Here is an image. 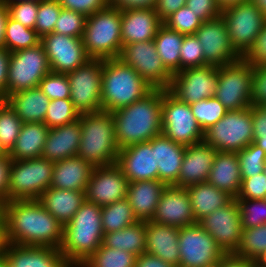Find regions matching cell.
Segmentation results:
<instances>
[{
    "label": "cell",
    "instance_id": "ac0fdd59",
    "mask_svg": "<svg viewBox=\"0 0 266 267\" xmlns=\"http://www.w3.org/2000/svg\"><path fill=\"white\" fill-rule=\"evenodd\" d=\"M52 72L67 74L91 58L86 54L81 38L49 33L41 38Z\"/></svg>",
    "mask_w": 266,
    "mask_h": 267
},
{
    "label": "cell",
    "instance_id": "ab89813d",
    "mask_svg": "<svg viewBox=\"0 0 266 267\" xmlns=\"http://www.w3.org/2000/svg\"><path fill=\"white\" fill-rule=\"evenodd\" d=\"M136 255L102 245L79 267H135Z\"/></svg>",
    "mask_w": 266,
    "mask_h": 267
},
{
    "label": "cell",
    "instance_id": "4316f807",
    "mask_svg": "<svg viewBox=\"0 0 266 267\" xmlns=\"http://www.w3.org/2000/svg\"><path fill=\"white\" fill-rule=\"evenodd\" d=\"M145 252L179 267V228L146 221Z\"/></svg>",
    "mask_w": 266,
    "mask_h": 267
},
{
    "label": "cell",
    "instance_id": "680465c9",
    "mask_svg": "<svg viewBox=\"0 0 266 267\" xmlns=\"http://www.w3.org/2000/svg\"><path fill=\"white\" fill-rule=\"evenodd\" d=\"M253 142L266 151V110L263 106H251Z\"/></svg>",
    "mask_w": 266,
    "mask_h": 267
},
{
    "label": "cell",
    "instance_id": "4dcf8cb0",
    "mask_svg": "<svg viewBox=\"0 0 266 267\" xmlns=\"http://www.w3.org/2000/svg\"><path fill=\"white\" fill-rule=\"evenodd\" d=\"M207 182L236 199L242 182L237 152L217 151Z\"/></svg>",
    "mask_w": 266,
    "mask_h": 267
},
{
    "label": "cell",
    "instance_id": "7a4b0ae2",
    "mask_svg": "<svg viewBox=\"0 0 266 267\" xmlns=\"http://www.w3.org/2000/svg\"><path fill=\"white\" fill-rule=\"evenodd\" d=\"M112 114L119 149L150 141L162 134V88Z\"/></svg>",
    "mask_w": 266,
    "mask_h": 267
},
{
    "label": "cell",
    "instance_id": "681fc988",
    "mask_svg": "<svg viewBox=\"0 0 266 267\" xmlns=\"http://www.w3.org/2000/svg\"><path fill=\"white\" fill-rule=\"evenodd\" d=\"M87 16L73 10L61 9L54 27V33L82 38Z\"/></svg>",
    "mask_w": 266,
    "mask_h": 267
},
{
    "label": "cell",
    "instance_id": "d590c367",
    "mask_svg": "<svg viewBox=\"0 0 266 267\" xmlns=\"http://www.w3.org/2000/svg\"><path fill=\"white\" fill-rule=\"evenodd\" d=\"M146 221H138L119 231L104 234L103 244L106 247L130 252L136 256L145 253Z\"/></svg>",
    "mask_w": 266,
    "mask_h": 267
},
{
    "label": "cell",
    "instance_id": "3957f363",
    "mask_svg": "<svg viewBox=\"0 0 266 267\" xmlns=\"http://www.w3.org/2000/svg\"><path fill=\"white\" fill-rule=\"evenodd\" d=\"M101 211V206L85 200L72 220L63 226L59 250L72 267H79L102 245Z\"/></svg>",
    "mask_w": 266,
    "mask_h": 267
},
{
    "label": "cell",
    "instance_id": "f35d334b",
    "mask_svg": "<svg viewBox=\"0 0 266 267\" xmlns=\"http://www.w3.org/2000/svg\"><path fill=\"white\" fill-rule=\"evenodd\" d=\"M41 38L35 29H30L8 17L5 25L4 47L10 52L32 48L40 44Z\"/></svg>",
    "mask_w": 266,
    "mask_h": 267
},
{
    "label": "cell",
    "instance_id": "7dc6e473",
    "mask_svg": "<svg viewBox=\"0 0 266 267\" xmlns=\"http://www.w3.org/2000/svg\"><path fill=\"white\" fill-rule=\"evenodd\" d=\"M22 124L20 118L6 104L0 111V143L7 152L15 145Z\"/></svg>",
    "mask_w": 266,
    "mask_h": 267
},
{
    "label": "cell",
    "instance_id": "03108f58",
    "mask_svg": "<svg viewBox=\"0 0 266 267\" xmlns=\"http://www.w3.org/2000/svg\"><path fill=\"white\" fill-rule=\"evenodd\" d=\"M135 267H175L164 260L151 255L149 253H142L136 257Z\"/></svg>",
    "mask_w": 266,
    "mask_h": 267
},
{
    "label": "cell",
    "instance_id": "8fae6325",
    "mask_svg": "<svg viewBox=\"0 0 266 267\" xmlns=\"http://www.w3.org/2000/svg\"><path fill=\"white\" fill-rule=\"evenodd\" d=\"M162 134L184 146L203 142L204 139V132L190 105L180 101L168 89H162Z\"/></svg>",
    "mask_w": 266,
    "mask_h": 267
},
{
    "label": "cell",
    "instance_id": "9a60e30c",
    "mask_svg": "<svg viewBox=\"0 0 266 267\" xmlns=\"http://www.w3.org/2000/svg\"><path fill=\"white\" fill-rule=\"evenodd\" d=\"M131 66L153 88L169 89L173 74L165 67L152 41L135 42L122 47L118 57Z\"/></svg>",
    "mask_w": 266,
    "mask_h": 267
},
{
    "label": "cell",
    "instance_id": "f907efd6",
    "mask_svg": "<svg viewBox=\"0 0 266 267\" xmlns=\"http://www.w3.org/2000/svg\"><path fill=\"white\" fill-rule=\"evenodd\" d=\"M200 66H205L201 43L195 34L184 35L180 49V71Z\"/></svg>",
    "mask_w": 266,
    "mask_h": 267
},
{
    "label": "cell",
    "instance_id": "8c879c8a",
    "mask_svg": "<svg viewBox=\"0 0 266 267\" xmlns=\"http://www.w3.org/2000/svg\"><path fill=\"white\" fill-rule=\"evenodd\" d=\"M5 205L6 201L0 198V226H5Z\"/></svg>",
    "mask_w": 266,
    "mask_h": 267
},
{
    "label": "cell",
    "instance_id": "603a6c76",
    "mask_svg": "<svg viewBox=\"0 0 266 267\" xmlns=\"http://www.w3.org/2000/svg\"><path fill=\"white\" fill-rule=\"evenodd\" d=\"M216 152L214 147L204 141L186 146L178 181L174 186L186 188L207 182Z\"/></svg>",
    "mask_w": 266,
    "mask_h": 267
},
{
    "label": "cell",
    "instance_id": "cb8c5ba5",
    "mask_svg": "<svg viewBox=\"0 0 266 267\" xmlns=\"http://www.w3.org/2000/svg\"><path fill=\"white\" fill-rule=\"evenodd\" d=\"M163 24L154 8L121 10V37L123 46L154 40Z\"/></svg>",
    "mask_w": 266,
    "mask_h": 267
},
{
    "label": "cell",
    "instance_id": "5b68a950",
    "mask_svg": "<svg viewBox=\"0 0 266 267\" xmlns=\"http://www.w3.org/2000/svg\"><path fill=\"white\" fill-rule=\"evenodd\" d=\"M154 88L119 58L103 59L102 110L113 112L144 98Z\"/></svg>",
    "mask_w": 266,
    "mask_h": 267
},
{
    "label": "cell",
    "instance_id": "be15d7a7",
    "mask_svg": "<svg viewBox=\"0 0 266 267\" xmlns=\"http://www.w3.org/2000/svg\"><path fill=\"white\" fill-rule=\"evenodd\" d=\"M11 158L4 156L0 158V198L7 202V192L9 187V170Z\"/></svg>",
    "mask_w": 266,
    "mask_h": 267
},
{
    "label": "cell",
    "instance_id": "1f68e13d",
    "mask_svg": "<svg viewBox=\"0 0 266 267\" xmlns=\"http://www.w3.org/2000/svg\"><path fill=\"white\" fill-rule=\"evenodd\" d=\"M50 99L39 87L22 90L7 96L8 106L22 123L44 122Z\"/></svg>",
    "mask_w": 266,
    "mask_h": 267
},
{
    "label": "cell",
    "instance_id": "89a4df30",
    "mask_svg": "<svg viewBox=\"0 0 266 267\" xmlns=\"http://www.w3.org/2000/svg\"><path fill=\"white\" fill-rule=\"evenodd\" d=\"M7 245L5 226H0V256L4 254Z\"/></svg>",
    "mask_w": 266,
    "mask_h": 267
},
{
    "label": "cell",
    "instance_id": "003e7915",
    "mask_svg": "<svg viewBox=\"0 0 266 267\" xmlns=\"http://www.w3.org/2000/svg\"><path fill=\"white\" fill-rule=\"evenodd\" d=\"M255 262L234 254H225L218 262V267H254Z\"/></svg>",
    "mask_w": 266,
    "mask_h": 267
},
{
    "label": "cell",
    "instance_id": "bcb514c9",
    "mask_svg": "<svg viewBox=\"0 0 266 267\" xmlns=\"http://www.w3.org/2000/svg\"><path fill=\"white\" fill-rule=\"evenodd\" d=\"M61 9L62 6L58 0H42L38 2L37 19L34 29L40 38L54 31Z\"/></svg>",
    "mask_w": 266,
    "mask_h": 267
},
{
    "label": "cell",
    "instance_id": "7c38bea8",
    "mask_svg": "<svg viewBox=\"0 0 266 267\" xmlns=\"http://www.w3.org/2000/svg\"><path fill=\"white\" fill-rule=\"evenodd\" d=\"M51 71L43 45L11 52L8 71V95L39 87Z\"/></svg>",
    "mask_w": 266,
    "mask_h": 267
},
{
    "label": "cell",
    "instance_id": "c3c4849f",
    "mask_svg": "<svg viewBox=\"0 0 266 267\" xmlns=\"http://www.w3.org/2000/svg\"><path fill=\"white\" fill-rule=\"evenodd\" d=\"M202 23L203 21L186 5L178 9L163 22L171 30L184 35L195 34Z\"/></svg>",
    "mask_w": 266,
    "mask_h": 267
},
{
    "label": "cell",
    "instance_id": "b9fcfbb0",
    "mask_svg": "<svg viewBox=\"0 0 266 267\" xmlns=\"http://www.w3.org/2000/svg\"><path fill=\"white\" fill-rule=\"evenodd\" d=\"M4 156H8V152L3 148V146L0 143V158Z\"/></svg>",
    "mask_w": 266,
    "mask_h": 267
},
{
    "label": "cell",
    "instance_id": "6f0895ef",
    "mask_svg": "<svg viewBox=\"0 0 266 267\" xmlns=\"http://www.w3.org/2000/svg\"><path fill=\"white\" fill-rule=\"evenodd\" d=\"M188 6L204 22L221 16L222 9L217 0H186Z\"/></svg>",
    "mask_w": 266,
    "mask_h": 267
},
{
    "label": "cell",
    "instance_id": "30bf717a",
    "mask_svg": "<svg viewBox=\"0 0 266 267\" xmlns=\"http://www.w3.org/2000/svg\"><path fill=\"white\" fill-rule=\"evenodd\" d=\"M230 44L243 57L262 30L266 17L251 0L236 3L222 9Z\"/></svg>",
    "mask_w": 266,
    "mask_h": 267
},
{
    "label": "cell",
    "instance_id": "f546056e",
    "mask_svg": "<svg viewBox=\"0 0 266 267\" xmlns=\"http://www.w3.org/2000/svg\"><path fill=\"white\" fill-rule=\"evenodd\" d=\"M166 185L160 180L129 182L126 199L138 221H150Z\"/></svg>",
    "mask_w": 266,
    "mask_h": 267
},
{
    "label": "cell",
    "instance_id": "484cf974",
    "mask_svg": "<svg viewBox=\"0 0 266 267\" xmlns=\"http://www.w3.org/2000/svg\"><path fill=\"white\" fill-rule=\"evenodd\" d=\"M148 143L154 149L158 180L166 186L175 185L178 181L186 146L172 141L163 134L153 137Z\"/></svg>",
    "mask_w": 266,
    "mask_h": 267
},
{
    "label": "cell",
    "instance_id": "4fadbf2b",
    "mask_svg": "<svg viewBox=\"0 0 266 267\" xmlns=\"http://www.w3.org/2000/svg\"><path fill=\"white\" fill-rule=\"evenodd\" d=\"M103 59H90L84 65L67 73L70 82V100L80 113L102 110Z\"/></svg>",
    "mask_w": 266,
    "mask_h": 267
},
{
    "label": "cell",
    "instance_id": "e575fe53",
    "mask_svg": "<svg viewBox=\"0 0 266 267\" xmlns=\"http://www.w3.org/2000/svg\"><path fill=\"white\" fill-rule=\"evenodd\" d=\"M186 189L197 222L216 209L226 206L233 199L208 182L194 184Z\"/></svg>",
    "mask_w": 266,
    "mask_h": 267
},
{
    "label": "cell",
    "instance_id": "9f6ffc18",
    "mask_svg": "<svg viewBox=\"0 0 266 267\" xmlns=\"http://www.w3.org/2000/svg\"><path fill=\"white\" fill-rule=\"evenodd\" d=\"M251 102L254 106L266 104V66H253Z\"/></svg>",
    "mask_w": 266,
    "mask_h": 267
},
{
    "label": "cell",
    "instance_id": "a7ac6f4b",
    "mask_svg": "<svg viewBox=\"0 0 266 267\" xmlns=\"http://www.w3.org/2000/svg\"><path fill=\"white\" fill-rule=\"evenodd\" d=\"M9 13L3 0H0V48L4 47L5 25Z\"/></svg>",
    "mask_w": 266,
    "mask_h": 267
},
{
    "label": "cell",
    "instance_id": "2644e50d",
    "mask_svg": "<svg viewBox=\"0 0 266 267\" xmlns=\"http://www.w3.org/2000/svg\"><path fill=\"white\" fill-rule=\"evenodd\" d=\"M245 1H249V0H217V3L221 7V9H223V8H227L228 6L234 5L236 3L245 2Z\"/></svg>",
    "mask_w": 266,
    "mask_h": 267
},
{
    "label": "cell",
    "instance_id": "979ff035",
    "mask_svg": "<svg viewBox=\"0 0 266 267\" xmlns=\"http://www.w3.org/2000/svg\"><path fill=\"white\" fill-rule=\"evenodd\" d=\"M264 166H266V153H265V157H264Z\"/></svg>",
    "mask_w": 266,
    "mask_h": 267
},
{
    "label": "cell",
    "instance_id": "7402d4cb",
    "mask_svg": "<svg viewBox=\"0 0 266 267\" xmlns=\"http://www.w3.org/2000/svg\"><path fill=\"white\" fill-rule=\"evenodd\" d=\"M116 164L129 182L158 179L154 149L148 142L121 148Z\"/></svg>",
    "mask_w": 266,
    "mask_h": 267
},
{
    "label": "cell",
    "instance_id": "ee69618b",
    "mask_svg": "<svg viewBox=\"0 0 266 267\" xmlns=\"http://www.w3.org/2000/svg\"><path fill=\"white\" fill-rule=\"evenodd\" d=\"M265 153L254 142L237 152L241 178L252 177L264 171Z\"/></svg>",
    "mask_w": 266,
    "mask_h": 267
},
{
    "label": "cell",
    "instance_id": "6da1fadb",
    "mask_svg": "<svg viewBox=\"0 0 266 267\" xmlns=\"http://www.w3.org/2000/svg\"><path fill=\"white\" fill-rule=\"evenodd\" d=\"M7 243L59 249L63 225L38 200H12L5 205Z\"/></svg>",
    "mask_w": 266,
    "mask_h": 267
},
{
    "label": "cell",
    "instance_id": "11a10c76",
    "mask_svg": "<svg viewBox=\"0 0 266 267\" xmlns=\"http://www.w3.org/2000/svg\"><path fill=\"white\" fill-rule=\"evenodd\" d=\"M62 8L89 16L110 6V0H58Z\"/></svg>",
    "mask_w": 266,
    "mask_h": 267
},
{
    "label": "cell",
    "instance_id": "91938a15",
    "mask_svg": "<svg viewBox=\"0 0 266 267\" xmlns=\"http://www.w3.org/2000/svg\"><path fill=\"white\" fill-rule=\"evenodd\" d=\"M243 58L252 66H266V22Z\"/></svg>",
    "mask_w": 266,
    "mask_h": 267
},
{
    "label": "cell",
    "instance_id": "74e56055",
    "mask_svg": "<svg viewBox=\"0 0 266 267\" xmlns=\"http://www.w3.org/2000/svg\"><path fill=\"white\" fill-rule=\"evenodd\" d=\"M101 216L104 234L122 230L123 228L138 222V219L133 214L132 207L126 198L103 206Z\"/></svg>",
    "mask_w": 266,
    "mask_h": 267
},
{
    "label": "cell",
    "instance_id": "8992f818",
    "mask_svg": "<svg viewBox=\"0 0 266 267\" xmlns=\"http://www.w3.org/2000/svg\"><path fill=\"white\" fill-rule=\"evenodd\" d=\"M82 43L92 59L118 58L122 47L121 10L112 6L87 16Z\"/></svg>",
    "mask_w": 266,
    "mask_h": 267
},
{
    "label": "cell",
    "instance_id": "f1b7e54d",
    "mask_svg": "<svg viewBox=\"0 0 266 267\" xmlns=\"http://www.w3.org/2000/svg\"><path fill=\"white\" fill-rule=\"evenodd\" d=\"M94 166L79 156L54 162L50 187L86 191Z\"/></svg>",
    "mask_w": 266,
    "mask_h": 267
},
{
    "label": "cell",
    "instance_id": "8d00e7d4",
    "mask_svg": "<svg viewBox=\"0 0 266 267\" xmlns=\"http://www.w3.org/2000/svg\"><path fill=\"white\" fill-rule=\"evenodd\" d=\"M183 39L184 34L171 30L165 24L159 27L154 38L157 54L172 74L180 71V49Z\"/></svg>",
    "mask_w": 266,
    "mask_h": 267
},
{
    "label": "cell",
    "instance_id": "d4e9b609",
    "mask_svg": "<svg viewBox=\"0 0 266 267\" xmlns=\"http://www.w3.org/2000/svg\"><path fill=\"white\" fill-rule=\"evenodd\" d=\"M3 255L9 267H72L53 247L7 243Z\"/></svg>",
    "mask_w": 266,
    "mask_h": 267
},
{
    "label": "cell",
    "instance_id": "2e32d148",
    "mask_svg": "<svg viewBox=\"0 0 266 267\" xmlns=\"http://www.w3.org/2000/svg\"><path fill=\"white\" fill-rule=\"evenodd\" d=\"M218 85V67L205 65L183 69L172 77L169 91L189 105L215 96Z\"/></svg>",
    "mask_w": 266,
    "mask_h": 267
},
{
    "label": "cell",
    "instance_id": "2a66077c",
    "mask_svg": "<svg viewBox=\"0 0 266 267\" xmlns=\"http://www.w3.org/2000/svg\"><path fill=\"white\" fill-rule=\"evenodd\" d=\"M0 267H9L4 255L0 256Z\"/></svg>",
    "mask_w": 266,
    "mask_h": 267
},
{
    "label": "cell",
    "instance_id": "44dd1931",
    "mask_svg": "<svg viewBox=\"0 0 266 267\" xmlns=\"http://www.w3.org/2000/svg\"><path fill=\"white\" fill-rule=\"evenodd\" d=\"M151 221L178 228L198 223L187 189L174 185L166 186Z\"/></svg>",
    "mask_w": 266,
    "mask_h": 267
},
{
    "label": "cell",
    "instance_id": "277c9868",
    "mask_svg": "<svg viewBox=\"0 0 266 267\" xmlns=\"http://www.w3.org/2000/svg\"><path fill=\"white\" fill-rule=\"evenodd\" d=\"M81 140L77 156L94 167L117 162L119 147L115 137L114 116L109 111H97L79 115Z\"/></svg>",
    "mask_w": 266,
    "mask_h": 267
},
{
    "label": "cell",
    "instance_id": "09005b40",
    "mask_svg": "<svg viewBox=\"0 0 266 267\" xmlns=\"http://www.w3.org/2000/svg\"><path fill=\"white\" fill-rule=\"evenodd\" d=\"M3 1H36V2H39L42 0H3Z\"/></svg>",
    "mask_w": 266,
    "mask_h": 267
},
{
    "label": "cell",
    "instance_id": "816d5d0a",
    "mask_svg": "<svg viewBox=\"0 0 266 267\" xmlns=\"http://www.w3.org/2000/svg\"><path fill=\"white\" fill-rule=\"evenodd\" d=\"M39 88L50 99H70V82L67 74L50 71L40 81Z\"/></svg>",
    "mask_w": 266,
    "mask_h": 267
},
{
    "label": "cell",
    "instance_id": "5bb4252c",
    "mask_svg": "<svg viewBox=\"0 0 266 267\" xmlns=\"http://www.w3.org/2000/svg\"><path fill=\"white\" fill-rule=\"evenodd\" d=\"M179 267H213L225 253L199 224L179 228Z\"/></svg>",
    "mask_w": 266,
    "mask_h": 267
},
{
    "label": "cell",
    "instance_id": "ffe728a7",
    "mask_svg": "<svg viewBox=\"0 0 266 267\" xmlns=\"http://www.w3.org/2000/svg\"><path fill=\"white\" fill-rule=\"evenodd\" d=\"M195 36L203 48L205 65L220 67L240 58L230 44L222 16L204 21L196 30Z\"/></svg>",
    "mask_w": 266,
    "mask_h": 267
},
{
    "label": "cell",
    "instance_id": "52a82bcc",
    "mask_svg": "<svg viewBox=\"0 0 266 267\" xmlns=\"http://www.w3.org/2000/svg\"><path fill=\"white\" fill-rule=\"evenodd\" d=\"M54 162L38 157L12 160L9 170L7 202L38 200L52 182Z\"/></svg>",
    "mask_w": 266,
    "mask_h": 267
},
{
    "label": "cell",
    "instance_id": "f5cc1de1",
    "mask_svg": "<svg viewBox=\"0 0 266 267\" xmlns=\"http://www.w3.org/2000/svg\"><path fill=\"white\" fill-rule=\"evenodd\" d=\"M9 17L22 25L34 29L37 19L38 2L36 1H4Z\"/></svg>",
    "mask_w": 266,
    "mask_h": 267
},
{
    "label": "cell",
    "instance_id": "753ad0ef",
    "mask_svg": "<svg viewBox=\"0 0 266 267\" xmlns=\"http://www.w3.org/2000/svg\"><path fill=\"white\" fill-rule=\"evenodd\" d=\"M257 5L262 14L266 17V0H251Z\"/></svg>",
    "mask_w": 266,
    "mask_h": 267
},
{
    "label": "cell",
    "instance_id": "83f0119b",
    "mask_svg": "<svg viewBox=\"0 0 266 267\" xmlns=\"http://www.w3.org/2000/svg\"><path fill=\"white\" fill-rule=\"evenodd\" d=\"M80 140V118L63 126L49 128L41 157L57 162L77 156Z\"/></svg>",
    "mask_w": 266,
    "mask_h": 267
},
{
    "label": "cell",
    "instance_id": "9c48e42d",
    "mask_svg": "<svg viewBox=\"0 0 266 267\" xmlns=\"http://www.w3.org/2000/svg\"><path fill=\"white\" fill-rule=\"evenodd\" d=\"M253 66L243 57L218 67V85L215 97L227 111L252 106Z\"/></svg>",
    "mask_w": 266,
    "mask_h": 267
},
{
    "label": "cell",
    "instance_id": "db71d44e",
    "mask_svg": "<svg viewBox=\"0 0 266 267\" xmlns=\"http://www.w3.org/2000/svg\"><path fill=\"white\" fill-rule=\"evenodd\" d=\"M241 187L236 199H264L266 196V176L264 172L252 177L241 178Z\"/></svg>",
    "mask_w": 266,
    "mask_h": 267
},
{
    "label": "cell",
    "instance_id": "b9f144b4",
    "mask_svg": "<svg viewBox=\"0 0 266 267\" xmlns=\"http://www.w3.org/2000/svg\"><path fill=\"white\" fill-rule=\"evenodd\" d=\"M190 108L203 132L216 124L227 112L215 96L193 103Z\"/></svg>",
    "mask_w": 266,
    "mask_h": 267
},
{
    "label": "cell",
    "instance_id": "34e18365",
    "mask_svg": "<svg viewBox=\"0 0 266 267\" xmlns=\"http://www.w3.org/2000/svg\"><path fill=\"white\" fill-rule=\"evenodd\" d=\"M258 267H266V251L263 255L255 262Z\"/></svg>",
    "mask_w": 266,
    "mask_h": 267
},
{
    "label": "cell",
    "instance_id": "e7e4bbea",
    "mask_svg": "<svg viewBox=\"0 0 266 267\" xmlns=\"http://www.w3.org/2000/svg\"><path fill=\"white\" fill-rule=\"evenodd\" d=\"M157 0H110V6L123 9L154 8Z\"/></svg>",
    "mask_w": 266,
    "mask_h": 267
},
{
    "label": "cell",
    "instance_id": "6125c7cd",
    "mask_svg": "<svg viewBox=\"0 0 266 267\" xmlns=\"http://www.w3.org/2000/svg\"><path fill=\"white\" fill-rule=\"evenodd\" d=\"M11 52L5 47L0 48V92L8 96V71Z\"/></svg>",
    "mask_w": 266,
    "mask_h": 267
},
{
    "label": "cell",
    "instance_id": "ba28073f",
    "mask_svg": "<svg viewBox=\"0 0 266 267\" xmlns=\"http://www.w3.org/2000/svg\"><path fill=\"white\" fill-rule=\"evenodd\" d=\"M203 141L219 152H238L253 142L251 107L227 111L204 131Z\"/></svg>",
    "mask_w": 266,
    "mask_h": 267
},
{
    "label": "cell",
    "instance_id": "11e5206c",
    "mask_svg": "<svg viewBox=\"0 0 266 267\" xmlns=\"http://www.w3.org/2000/svg\"><path fill=\"white\" fill-rule=\"evenodd\" d=\"M7 104V96L0 92V111L6 106Z\"/></svg>",
    "mask_w": 266,
    "mask_h": 267
},
{
    "label": "cell",
    "instance_id": "60d3db41",
    "mask_svg": "<svg viewBox=\"0 0 266 267\" xmlns=\"http://www.w3.org/2000/svg\"><path fill=\"white\" fill-rule=\"evenodd\" d=\"M266 251V224L242 229L241 240L235 256L256 262Z\"/></svg>",
    "mask_w": 266,
    "mask_h": 267
},
{
    "label": "cell",
    "instance_id": "deb4b68c",
    "mask_svg": "<svg viewBox=\"0 0 266 267\" xmlns=\"http://www.w3.org/2000/svg\"><path fill=\"white\" fill-rule=\"evenodd\" d=\"M263 172H264V174L266 176V166H264V171Z\"/></svg>",
    "mask_w": 266,
    "mask_h": 267
},
{
    "label": "cell",
    "instance_id": "94428289",
    "mask_svg": "<svg viewBox=\"0 0 266 267\" xmlns=\"http://www.w3.org/2000/svg\"><path fill=\"white\" fill-rule=\"evenodd\" d=\"M184 5H186V0H157L154 9L158 13L160 20L164 22Z\"/></svg>",
    "mask_w": 266,
    "mask_h": 267
},
{
    "label": "cell",
    "instance_id": "d6a6232c",
    "mask_svg": "<svg viewBox=\"0 0 266 267\" xmlns=\"http://www.w3.org/2000/svg\"><path fill=\"white\" fill-rule=\"evenodd\" d=\"M85 200V192L53 187H49L38 199L63 226L72 220Z\"/></svg>",
    "mask_w": 266,
    "mask_h": 267
},
{
    "label": "cell",
    "instance_id": "836d02e7",
    "mask_svg": "<svg viewBox=\"0 0 266 267\" xmlns=\"http://www.w3.org/2000/svg\"><path fill=\"white\" fill-rule=\"evenodd\" d=\"M48 131L49 128L42 122L23 123L8 156L11 160L41 157Z\"/></svg>",
    "mask_w": 266,
    "mask_h": 267
},
{
    "label": "cell",
    "instance_id": "f6af8a7d",
    "mask_svg": "<svg viewBox=\"0 0 266 267\" xmlns=\"http://www.w3.org/2000/svg\"><path fill=\"white\" fill-rule=\"evenodd\" d=\"M239 205L242 229L266 224V201L264 199H236Z\"/></svg>",
    "mask_w": 266,
    "mask_h": 267
},
{
    "label": "cell",
    "instance_id": "7bdbcfd3",
    "mask_svg": "<svg viewBox=\"0 0 266 267\" xmlns=\"http://www.w3.org/2000/svg\"><path fill=\"white\" fill-rule=\"evenodd\" d=\"M79 115L70 99L50 100L43 123L48 128L63 126L78 120Z\"/></svg>",
    "mask_w": 266,
    "mask_h": 267
},
{
    "label": "cell",
    "instance_id": "e0dca14e",
    "mask_svg": "<svg viewBox=\"0 0 266 267\" xmlns=\"http://www.w3.org/2000/svg\"><path fill=\"white\" fill-rule=\"evenodd\" d=\"M215 240L225 254H234L239 247L242 223L239 205L232 199L198 222Z\"/></svg>",
    "mask_w": 266,
    "mask_h": 267
},
{
    "label": "cell",
    "instance_id": "d6986e66",
    "mask_svg": "<svg viewBox=\"0 0 266 267\" xmlns=\"http://www.w3.org/2000/svg\"><path fill=\"white\" fill-rule=\"evenodd\" d=\"M129 180L116 164L94 167L87 184L86 201L101 207L126 198Z\"/></svg>",
    "mask_w": 266,
    "mask_h": 267
}]
</instances>
